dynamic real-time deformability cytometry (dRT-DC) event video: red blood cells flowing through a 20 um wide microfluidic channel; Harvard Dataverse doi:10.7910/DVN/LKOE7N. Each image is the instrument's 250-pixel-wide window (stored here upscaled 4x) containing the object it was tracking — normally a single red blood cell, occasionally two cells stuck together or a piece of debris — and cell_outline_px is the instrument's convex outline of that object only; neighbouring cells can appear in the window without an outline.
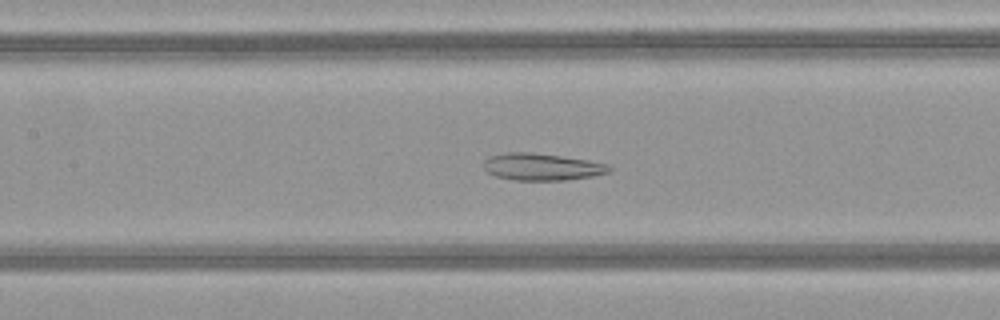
{"species": "common noctule bat (a hibernating species)", "species_latin": "Nyctalus noctula", "temperature_condition": "warm", "stored_images_in_passage": 42, "camera_frame_rate_fps": 3000, "um_per_image_px": 0.085, "animal": {"sex": "female", "body_mass_g": 21.9}, "frame": {"image": 1, "passage_image": 14, "time_ms": 4.333, "image_size_px": [1000, 320], "cell_outline_px": [[612, 168], [608, 172], [592, 176], [568, 180], [512, 180], [496, 176], [488, 172], [484, 168], [484, 160], [488, 156], [508, 152], [532, 152], [588, 160], [608, 164]], "centroid_in_image_um": [46.04, 14.18], "position_along_channel_um": 161.4, "area_um2": 19.77}}
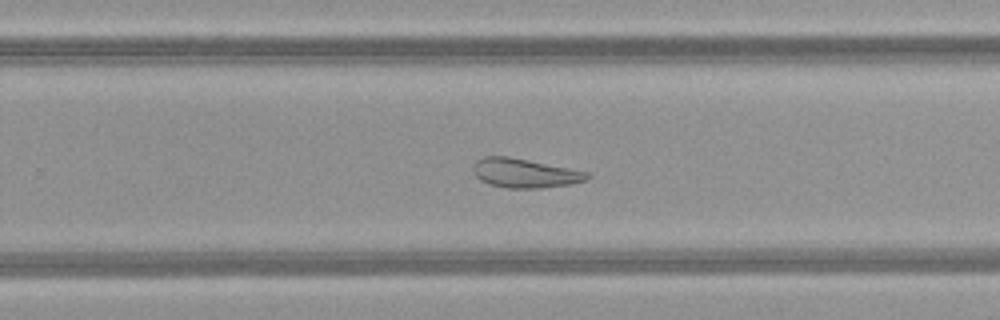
{"frame": {"image": 2, "passage_image": 23, "time_ms": 7.333, "image_size_px": [1000, 320], "cell_outline_px": [[592, 176], [588, 180], [572, 184], [540, 188], [508, 188], [488, 184], [480, 180], [476, 176], [472, 168], [476, 160], [484, 156], [508, 156], [592, 172]], "centroid_in_image_um": [44.66, 14.71], "position_along_channel_um": 285.1, "area_um2": 19.71}}
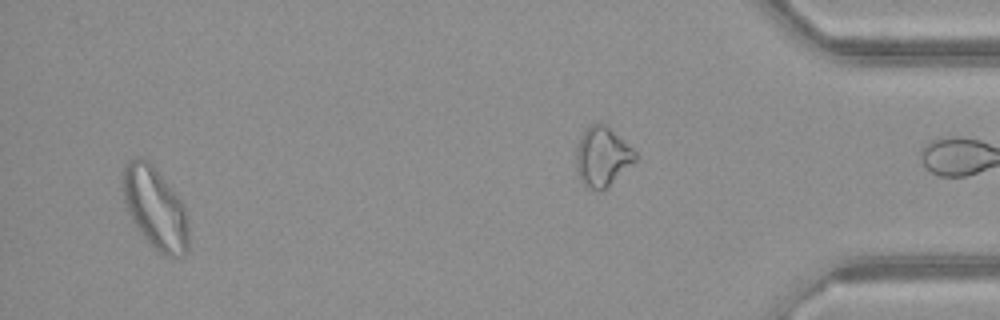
{"frame": {"image": 3, "passage_image": 39, "time_ms": 12.667, "image_size_px": [1000, 320], "cell_outline_px": [[188, 252], [180, 256], [164, 256], [148, 244], [132, 220], [128, 212], [120, 188], [120, 176], [124, 164], [128, 160], [148, 160], [152, 164], [184, 204], [188, 228]], "centroid_in_image_um": [13.15, 17.69], "position_along_channel_um": 422.1, "area_um2": 31.62}, "authors_computed_cell_mechanics": {"area_um2": 23.9581, "velocity_mm_per_s": 4.1432, "shape_relaxation_time_tau1_ms": null, "shape_relaxation_time_tau2_ms": 4.0242, "deformation_change_tau1": null, "deformation_change_tau2": 0.134}}